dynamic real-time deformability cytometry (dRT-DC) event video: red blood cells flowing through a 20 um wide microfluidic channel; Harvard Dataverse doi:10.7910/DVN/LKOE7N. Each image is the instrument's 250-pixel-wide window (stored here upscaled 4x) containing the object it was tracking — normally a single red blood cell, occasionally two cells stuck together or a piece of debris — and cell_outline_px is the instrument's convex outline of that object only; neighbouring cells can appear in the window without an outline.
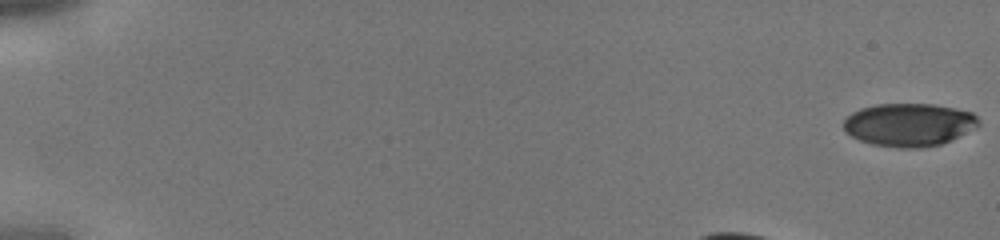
{"species": "human", "species_latin": "Homo sapiens", "temperature_condition": "cold", "stored_images_in_passage": 12, "camera_frame_rate_fps": 3000, "um_per_image_px": 0.085, "donor": {"sex": "male"}, "frame": {"image": 1, "passage_image": 1, "time_ms": 0.0, "image_size_px": [1000, 240], "cell_outline_px": [[980, 124], [976, 128], [940, 144], [924, 148], [900, 148], [872, 144], [860, 140], [852, 136], [844, 128], [844, 120], [852, 112], [860, 108], [876, 104], [932, 104], [956, 108], [972, 112], [980, 120]], "centroid_in_image_um": [77.29, 10.59], "position_along_channel_um": 7.7, "area_um2": 33.81}}
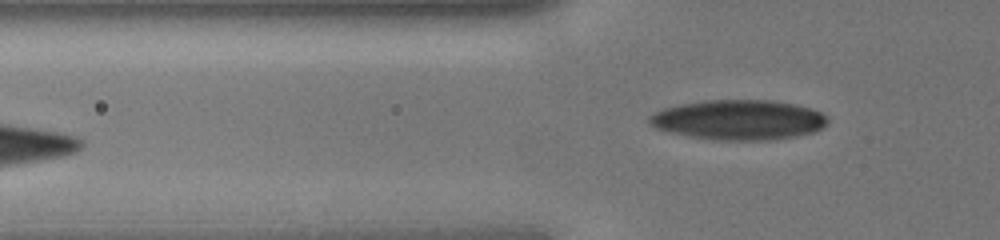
{"frame": {"image": 2, "passage_image": 12, "time_ms": 3.667, "image_size_px": [1000, 240], "cell_outline_px": [[828, 124], [824, 128], [816, 132], [796, 136], [772, 140], [716, 140], [688, 136], [656, 128], [648, 120], [648, 116], [652, 112], [664, 108], [680, 104], [704, 100], [772, 100], [796, 104], [812, 108], [828, 116]], "centroid_in_image_um": [62.84, 10.18], "position_along_channel_um": 63.0, "area_um2": 41.91}}